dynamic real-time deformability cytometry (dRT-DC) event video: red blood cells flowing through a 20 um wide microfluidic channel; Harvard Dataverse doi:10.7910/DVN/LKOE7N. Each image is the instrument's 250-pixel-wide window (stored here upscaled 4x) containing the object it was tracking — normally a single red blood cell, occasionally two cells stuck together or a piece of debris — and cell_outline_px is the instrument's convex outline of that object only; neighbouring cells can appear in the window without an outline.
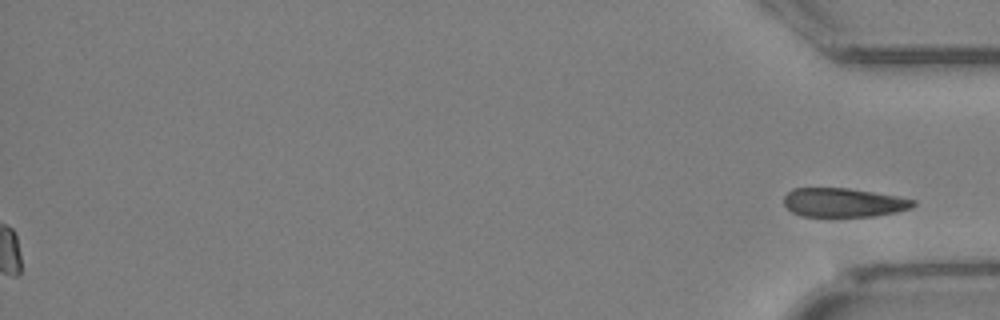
{"species": "Egyptian fruit bat (a non-hibernating species)", "species_latin": "Rousettus aegyptiacus", "temperature_condition": "cold", "stored_images_in_passage": 27, "segment_of_instrument_passage": [2, 2], "camera_frame_rate_fps": 3000, "um_per_image_px": 0.085, "animal": {"sex": "female"}, "frame": {"image": 1, "passage_image": 27, "time_ms": 8.667, "image_size_px": [1000, 320], "cell_outline_px": [[916, 204], [912, 208], [896, 212], [876, 216], [800, 216], [792, 212], [784, 204], [784, 196], [792, 188], [848, 188], [900, 196], [916, 200]], "centroid_in_image_um": [71.73, 17.21], "position_along_channel_um": 363.5, "area_um2": 21.96}}